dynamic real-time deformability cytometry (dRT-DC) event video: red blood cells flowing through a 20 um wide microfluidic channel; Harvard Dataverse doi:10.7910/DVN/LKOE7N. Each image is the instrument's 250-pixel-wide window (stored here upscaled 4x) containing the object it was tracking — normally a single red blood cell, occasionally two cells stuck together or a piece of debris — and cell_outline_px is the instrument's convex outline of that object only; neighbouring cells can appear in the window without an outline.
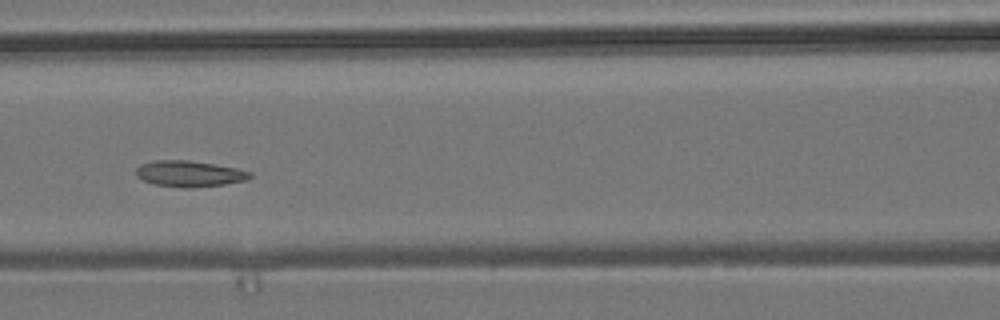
{"species": "common noctule bat (a hibernating species)", "species_latin": "Nyctalus noctula", "temperature_condition": "room temperature", "stored_images_in_passage": 7, "camera_frame_rate_fps": 3000, "um_per_image_px": 0.085, "animal": {"sex": "male", "body_mass_g": 19.2, "forearm_length_mm": 51.8}, "frame": {"image": 1, "passage_image": 5, "time_ms": 1.333, "image_size_px": [1000, 320], "cell_outline_px": [[252, 176], [244, 180], [224, 184], [192, 188], [184, 188], [152, 184], [136, 176], [136, 168], [140, 164], [156, 160], [188, 160], [236, 168], [252, 172]], "centroid_in_image_um": [16.06, 14.77], "position_along_channel_um": 150.5, "area_um2": 17.22}}
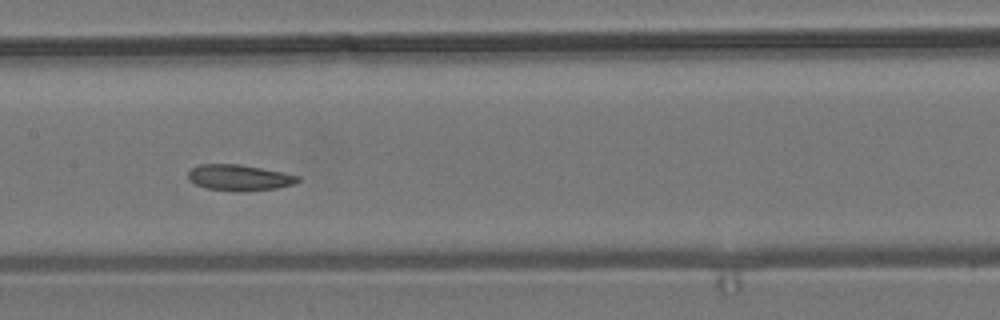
{"frame": {"image": 2, "passage_image": 6, "time_ms": 1.667, "image_size_px": [1000, 320], "cell_outline_px": [[300, 180], [292, 184], [276, 188], [240, 192], [236, 192], [208, 188], [196, 184], [188, 180], [188, 172], [192, 168], [200, 164], [240, 164], [284, 172], [300, 176]], "centroid_in_image_um": [20.34, 15.09], "position_along_channel_um": 187.1, "area_um2": 16.65}}
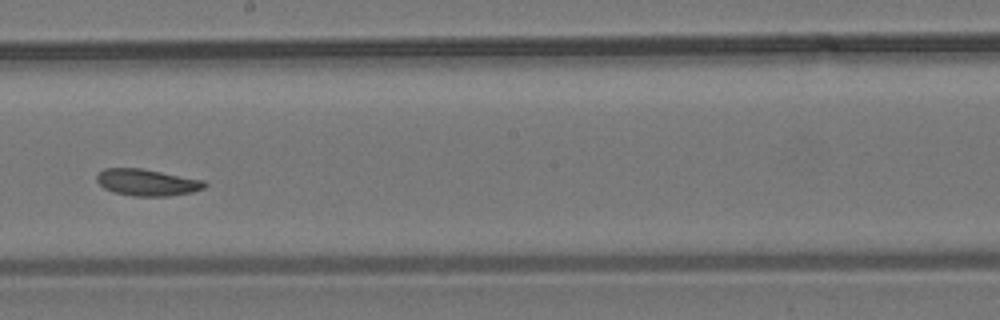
{"frame": {"image": 3, "passage_image": 7, "time_ms": 2.0, "image_size_px": [1000, 320], "cell_outline_px": [[208, 184], [204, 188], [192, 192], [168, 196], [132, 196], [116, 192], [104, 188], [96, 180], [96, 176], [104, 168], [140, 168], [204, 180]], "centroid_in_image_um": [12.51, 15.5], "position_along_channel_um": 235.7, "area_um2": 16.65}}